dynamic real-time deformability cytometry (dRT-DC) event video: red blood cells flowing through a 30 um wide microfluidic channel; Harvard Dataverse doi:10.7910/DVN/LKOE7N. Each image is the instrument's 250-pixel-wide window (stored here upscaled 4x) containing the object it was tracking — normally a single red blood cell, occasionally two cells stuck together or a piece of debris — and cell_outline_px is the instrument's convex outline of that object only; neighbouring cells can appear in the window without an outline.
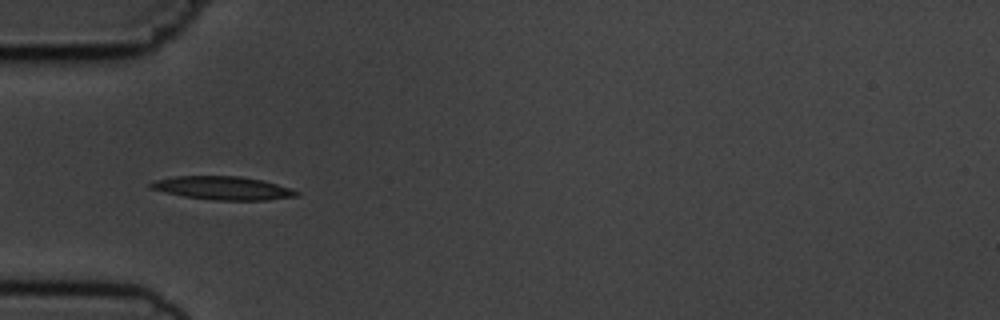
{"species": "common noctule bat (a hibernating species)", "species_latin": "Nyctalus noctula", "temperature_condition": "cold", "stored_images_in_passage": 7, "camera_frame_rate_fps": 3000, "um_per_image_px": 0.085, "animal": {"sex": "male", "body_mass_g": 19.5, "forearm_length_mm": 54.6}, "frame": {"image": 1, "passage_image": 6, "time_ms": 5.667, "image_size_px": [1000, 320], "cell_outline_px": [[300, 196], [268, 200], [212, 200], [184, 196], [148, 188], [148, 184], [152, 180], [176, 176], [240, 176], [260, 180], [276, 184], [300, 192]], "centroid_in_image_um": [18.91, 15.99], "position_along_channel_um": 66.1, "area_um2": 19.83}}
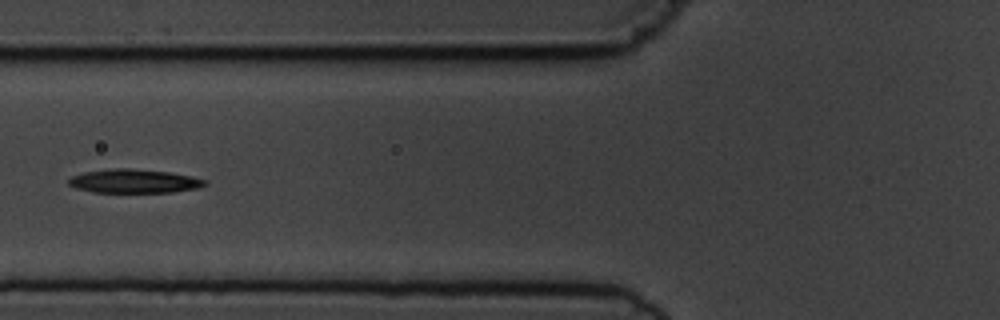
{"frame": {"image": 2, "passage_image": 7, "time_ms": 7.0, "image_size_px": [1000, 320], "cell_outline_px": [[208, 184], [200, 188], [172, 192], [92, 192], [76, 188], [68, 184], [68, 180], [72, 176], [84, 172], [112, 168], [128, 168], [168, 172], [192, 176], [208, 180]], "centroid_in_image_um": [11.43, 15.4], "position_along_channel_um": 114.4, "area_um2": 18.96}}